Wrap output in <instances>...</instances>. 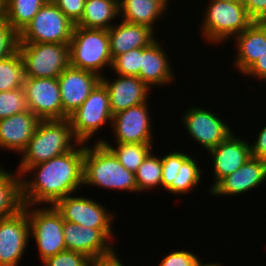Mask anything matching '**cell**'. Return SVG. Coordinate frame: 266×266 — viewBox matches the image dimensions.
Here are the masks:
<instances>
[{
  "label": "cell",
  "instance_id": "obj_1",
  "mask_svg": "<svg viewBox=\"0 0 266 266\" xmlns=\"http://www.w3.org/2000/svg\"><path fill=\"white\" fill-rule=\"evenodd\" d=\"M84 143L50 160L30 166L24 173L36 172L32 178L21 176L23 205H54L83 185ZM31 180V181H30Z\"/></svg>",
  "mask_w": 266,
  "mask_h": 266
},
{
  "label": "cell",
  "instance_id": "obj_35",
  "mask_svg": "<svg viewBox=\"0 0 266 266\" xmlns=\"http://www.w3.org/2000/svg\"><path fill=\"white\" fill-rule=\"evenodd\" d=\"M19 34L0 17V60L7 58L18 50Z\"/></svg>",
  "mask_w": 266,
  "mask_h": 266
},
{
  "label": "cell",
  "instance_id": "obj_12",
  "mask_svg": "<svg viewBox=\"0 0 266 266\" xmlns=\"http://www.w3.org/2000/svg\"><path fill=\"white\" fill-rule=\"evenodd\" d=\"M23 88L29 110L40 120H63V107L57 78L25 77Z\"/></svg>",
  "mask_w": 266,
  "mask_h": 266
},
{
  "label": "cell",
  "instance_id": "obj_40",
  "mask_svg": "<svg viewBox=\"0 0 266 266\" xmlns=\"http://www.w3.org/2000/svg\"><path fill=\"white\" fill-rule=\"evenodd\" d=\"M243 74L266 82V51Z\"/></svg>",
  "mask_w": 266,
  "mask_h": 266
},
{
  "label": "cell",
  "instance_id": "obj_37",
  "mask_svg": "<svg viewBox=\"0 0 266 266\" xmlns=\"http://www.w3.org/2000/svg\"><path fill=\"white\" fill-rule=\"evenodd\" d=\"M199 258L187 250H176L166 255L159 266H193Z\"/></svg>",
  "mask_w": 266,
  "mask_h": 266
},
{
  "label": "cell",
  "instance_id": "obj_24",
  "mask_svg": "<svg viewBox=\"0 0 266 266\" xmlns=\"http://www.w3.org/2000/svg\"><path fill=\"white\" fill-rule=\"evenodd\" d=\"M169 0H119L121 20L150 27L163 18Z\"/></svg>",
  "mask_w": 266,
  "mask_h": 266
},
{
  "label": "cell",
  "instance_id": "obj_4",
  "mask_svg": "<svg viewBox=\"0 0 266 266\" xmlns=\"http://www.w3.org/2000/svg\"><path fill=\"white\" fill-rule=\"evenodd\" d=\"M70 66L103 76L106 66L111 69L108 30L74 25L69 43Z\"/></svg>",
  "mask_w": 266,
  "mask_h": 266
},
{
  "label": "cell",
  "instance_id": "obj_45",
  "mask_svg": "<svg viewBox=\"0 0 266 266\" xmlns=\"http://www.w3.org/2000/svg\"><path fill=\"white\" fill-rule=\"evenodd\" d=\"M219 1L243 3V0H219Z\"/></svg>",
  "mask_w": 266,
  "mask_h": 266
},
{
  "label": "cell",
  "instance_id": "obj_31",
  "mask_svg": "<svg viewBox=\"0 0 266 266\" xmlns=\"http://www.w3.org/2000/svg\"><path fill=\"white\" fill-rule=\"evenodd\" d=\"M201 169L198 162L191 156H189L179 168V172L176 176V194L189 193L192 189L201 181Z\"/></svg>",
  "mask_w": 266,
  "mask_h": 266
},
{
  "label": "cell",
  "instance_id": "obj_7",
  "mask_svg": "<svg viewBox=\"0 0 266 266\" xmlns=\"http://www.w3.org/2000/svg\"><path fill=\"white\" fill-rule=\"evenodd\" d=\"M74 23L52 0L19 33V43H70Z\"/></svg>",
  "mask_w": 266,
  "mask_h": 266
},
{
  "label": "cell",
  "instance_id": "obj_10",
  "mask_svg": "<svg viewBox=\"0 0 266 266\" xmlns=\"http://www.w3.org/2000/svg\"><path fill=\"white\" fill-rule=\"evenodd\" d=\"M112 230L93 229L64 221L63 237L66 250L83 253L91 260L113 256L116 249L114 250L112 245L114 234Z\"/></svg>",
  "mask_w": 266,
  "mask_h": 266
},
{
  "label": "cell",
  "instance_id": "obj_27",
  "mask_svg": "<svg viewBox=\"0 0 266 266\" xmlns=\"http://www.w3.org/2000/svg\"><path fill=\"white\" fill-rule=\"evenodd\" d=\"M47 0H3V17L19 34Z\"/></svg>",
  "mask_w": 266,
  "mask_h": 266
},
{
  "label": "cell",
  "instance_id": "obj_23",
  "mask_svg": "<svg viewBox=\"0 0 266 266\" xmlns=\"http://www.w3.org/2000/svg\"><path fill=\"white\" fill-rule=\"evenodd\" d=\"M234 39L238 49L234 65L244 73L266 51V22L254 21Z\"/></svg>",
  "mask_w": 266,
  "mask_h": 266
},
{
  "label": "cell",
  "instance_id": "obj_32",
  "mask_svg": "<svg viewBox=\"0 0 266 266\" xmlns=\"http://www.w3.org/2000/svg\"><path fill=\"white\" fill-rule=\"evenodd\" d=\"M186 153L172 151L162 157L161 187L167 192L176 194V176L182 163L189 157Z\"/></svg>",
  "mask_w": 266,
  "mask_h": 266
},
{
  "label": "cell",
  "instance_id": "obj_16",
  "mask_svg": "<svg viewBox=\"0 0 266 266\" xmlns=\"http://www.w3.org/2000/svg\"><path fill=\"white\" fill-rule=\"evenodd\" d=\"M148 103L129 107L113 115L111 125L115 143H152Z\"/></svg>",
  "mask_w": 266,
  "mask_h": 266
},
{
  "label": "cell",
  "instance_id": "obj_26",
  "mask_svg": "<svg viewBox=\"0 0 266 266\" xmlns=\"http://www.w3.org/2000/svg\"><path fill=\"white\" fill-rule=\"evenodd\" d=\"M22 207L21 176L0 165V218L11 216Z\"/></svg>",
  "mask_w": 266,
  "mask_h": 266
},
{
  "label": "cell",
  "instance_id": "obj_17",
  "mask_svg": "<svg viewBox=\"0 0 266 266\" xmlns=\"http://www.w3.org/2000/svg\"><path fill=\"white\" fill-rule=\"evenodd\" d=\"M266 181V160L250 157L232 174L222 178L211 190L213 196H237Z\"/></svg>",
  "mask_w": 266,
  "mask_h": 266
},
{
  "label": "cell",
  "instance_id": "obj_42",
  "mask_svg": "<svg viewBox=\"0 0 266 266\" xmlns=\"http://www.w3.org/2000/svg\"><path fill=\"white\" fill-rule=\"evenodd\" d=\"M88 266H124L116 253L113 256L91 260Z\"/></svg>",
  "mask_w": 266,
  "mask_h": 266
},
{
  "label": "cell",
  "instance_id": "obj_39",
  "mask_svg": "<svg viewBox=\"0 0 266 266\" xmlns=\"http://www.w3.org/2000/svg\"><path fill=\"white\" fill-rule=\"evenodd\" d=\"M243 5L253 21H266V0H243Z\"/></svg>",
  "mask_w": 266,
  "mask_h": 266
},
{
  "label": "cell",
  "instance_id": "obj_14",
  "mask_svg": "<svg viewBox=\"0 0 266 266\" xmlns=\"http://www.w3.org/2000/svg\"><path fill=\"white\" fill-rule=\"evenodd\" d=\"M71 195L59 199L54 204L64 221L93 229H113L111 225L115 215L108 212L103 205H100V202L83 196Z\"/></svg>",
  "mask_w": 266,
  "mask_h": 266
},
{
  "label": "cell",
  "instance_id": "obj_44",
  "mask_svg": "<svg viewBox=\"0 0 266 266\" xmlns=\"http://www.w3.org/2000/svg\"><path fill=\"white\" fill-rule=\"evenodd\" d=\"M3 16V0H0V17Z\"/></svg>",
  "mask_w": 266,
  "mask_h": 266
},
{
  "label": "cell",
  "instance_id": "obj_19",
  "mask_svg": "<svg viewBox=\"0 0 266 266\" xmlns=\"http://www.w3.org/2000/svg\"><path fill=\"white\" fill-rule=\"evenodd\" d=\"M116 75L114 81L105 78V74L101 77V82L108 90L110 110L113 115L148 101V92L151 88L139 77Z\"/></svg>",
  "mask_w": 266,
  "mask_h": 266
},
{
  "label": "cell",
  "instance_id": "obj_33",
  "mask_svg": "<svg viewBox=\"0 0 266 266\" xmlns=\"http://www.w3.org/2000/svg\"><path fill=\"white\" fill-rule=\"evenodd\" d=\"M28 110L23 87L0 92V120Z\"/></svg>",
  "mask_w": 266,
  "mask_h": 266
},
{
  "label": "cell",
  "instance_id": "obj_18",
  "mask_svg": "<svg viewBox=\"0 0 266 266\" xmlns=\"http://www.w3.org/2000/svg\"><path fill=\"white\" fill-rule=\"evenodd\" d=\"M232 132L217 147L209 150L213 160L214 183L211 189L224 177L235 172L251 157V146Z\"/></svg>",
  "mask_w": 266,
  "mask_h": 266
},
{
  "label": "cell",
  "instance_id": "obj_21",
  "mask_svg": "<svg viewBox=\"0 0 266 266\" xmlns=\"http://www.w3.org/2000/svg\"><path fill=\"white\" fill-rule=\"evenodd\" d=\"M158 39L141 48L139 78L150 88L152 85H165L172 82L174 74L170 59Z\"/></svg>",
  "mask_w": 266,
  "mask_h": 266
},
{
  "label": "cell",
  "instance_id": "obj_34",
  "mask_svg": "<svg viewBox=\"0 0 266 266\" xmlns=\"http://www.w3.org/2000/svg\"><path fill=\"white\" fill-rule=\"evenodd\" d=\"M141 48L129 50L112 60V71L118 75L139 77Z\"/></svg>",
  "mask_w": 266,
  "mask_h": 266
},
{
  "label": "cell",
  "instance_id": "obj_8",
  "mask_svg": "<svg viewBox=\"0 0 266 266\" xmlns=\"http://www.w3.org/2000/svg\"><path fill=\"white\" fill-rule=\"evenodd\" d=\"M37 208L38 206L34 208V205L33 207L25 205L30 224V237L36 240L35 244L38 246V253L43 262L66 250L63 237L64 220L54 205Z\"/></svg>",
  "mask_w": 266,
  "mask_h": 266
},
{
  "label": "cell",
  "instance_id": "obj_43",
  "mask_svg": "<svg viewBox=\"0 0 266 266\" xmlns=\"http://www.w3.org/2000/svg\"><path fill=\"white\" fill-rule=\"evenodd\" d=\"M202 260H198L193 266H222L221 263H205V264H202L201 262Z\"/></svg>",
  "mask_w": 266,
  "mask_h": 266
},
{
  "label": "cell",
  "instance_id": "obj_28",
  "mask_svg": "<svg viewBox=\"0 0 266 266\" xmlns=\"http://www.w3.org/2000/svg\"><path fill=\"white\" fill-rule=\"evenodd\" d=\"M107 146L118 161L129 171L136 172L146 156L152 151L153 143H116V147L110 145L104 139H98Z\"/></svg>",
  "mask_w": 266,
  "mask_h": 266
},
{
  "label": "cell",
  "instance_id": "obj_11",
  "mask_svg": "<svg viewBox=\"0 0 266 266\" xmlns=\"http://www.w3.org/2000/svg\"><path fill=\"white\" fill-rule=\"evenodd\" d=\"M30 238L25 205L15 214L0 218V266H18Z\"/></svg>",
  "mask_w": 266,
  "mask_h": 266
},
{
  "label": "cell",
  "instance_id": "obj_2",
  "mask_svg": "<svg viewBox=\"0 0 266 266\" xmlns=\"http://www.w3.org/2000/svg\"><path fill=\"white\" fill-rule=\"evenodd\" d=\"M74 142V143H73ZM80 141L75 137L70 120H41L29 140L20 165V176L35 164L50 160L74 149Z\"/></svg>",
  "mask_w": 266,
  "mask_h": 266
},
{
  "label": "cell",
  "instance_id": "obj_6",
  "mask_svg": "<svg viewBox=\"0 0 266 266\" xmlns=\"http://www.w3.org/2000/svg\"><path fill=\"white\" fill-rule=\"evenodd\" d=\"M25 77L58 78L70 65L69 43H18Z\"/></svg>",
  "mask_w": 266,
  "mask_h": 266
},
{
  "label": "cell",
  "instance_id": "obj_36",
  "mask_svg": "<svg viewBox=\"0 0 266 266\" xmlns=\"http://www.w3.org/2000/svg\"><path fill=\"white\" fill-rule=\"evenodd\" d=\"M90 261L91 259L83 253L64 250L47 258L42 264L44 266H88Z\"/></svg>",
  "mask_w": 266,
  "mask_h": 266
},
{
  "label": "cell",
  "instance_id": "obj_25",
  "mask_svg": "<svg viewBox=\"0 0 266 266\" xmlns=\"http://www.w3.org/2000/svg\"><path fill=\"white\" fill-rule=\"evenodd\" d=\"M118 16L119 0H85L83 15L75 25L109 30Z\"/></svg>",
  "mask_w": 266,
  "mask_h": 266
},
{
  "label": "cell",
  "instance_id": "obj_29",
  "mask_svg": "<svg viewBox=\"0 0 266 266\" xmlns=\"http://www.w3.org/2000/svg\"><path fill=\"white\" fill-rule=\"evenodd\" d=\"M24 79V64L18 50L0 60V92L23 87Z\"/></svg>",
  "mask_w": 266,
  "mask_h": 266
},
{
  "label": "cell",
  "instance_id": "obj_5",
  "mask_svg": "<svg viewBox=\"0 0 266 266\" xmlns=\"http://www.w3.org/2000/svg\"><path fill=\"white\" fill-rule=\"evenodd\" d=\"M208 4L200 30L204 39L214 45L234 38L254 22L243 3L210 0Z\"/></svg>",
  "mask_w": 266,
  "mask_h": 266
},
{
  "label": "cell",
  "instance_id": "obj_41",
  "mask_svg": "<svg viewBox=\"0 0 266 266\" xmlns=\"http://www.w3.org/2000/svg\"><path fill=\"white\" fill-rule=\"evenodd\" d=\"M251 156L266 160V125L259 132L256 142L250 144Z\"/></svg>",
  "mask_w": 266,
  "mask_h": 266
},
{
  "label": "cell",
  "instance_id": "obj_20",
  "mask_svg": "<svg viewBox=\"0 0 266 266\" xmlns=\"http://www.w3.org/2000/svg\"><path fill=\"white\" fill-rule=\"evenodd\" d=\"M41 120L30 110L0 120V148L21 154Z\"/></svg>",
  "mask_w": 266,
  "mask_h": 266
},
{
  "label": "cell",
  "instance_id": "obj_3",
  "mask_svg": "<svg viewBox=\"0 0 266 266\" xmlns=\"http://www.w3.org/2000/svg\"><path fill=\"white\" fill-rule=\"evenodd\" d=\"M84 143L83 185L137 192L135 173L127 170L102 142Z\"/></svg>",
  "mask_w": 266,
  "mask_h": 266
},
{
  "label": "cell",
  "instance_id": "obj_22",
  "mask_svg": "<svg viewBox=\"0 0 266 266\" xmlns=\"http://www.w3.org/2000/svg\"><path fill=\"white\" fill-rule=\"evenodd\" d=\"M121 21L108 30L112 60L129 50L147 47L156 40L155 32L150 27Z\"/></svg>",
  "mask_w": 266,
  "mask_h": 266
},
{
  "label": "cell",
  "instance_id": "obj_30",
  "mask_svg": "<svg viewBox=\"0 0 266 266\" xmlns=\"http://www.w3.org/2000/svg\"><path fill=\"white\" fill-rule=\"evenodd\" d=\"M152 151L143 160V163L135 172L137 192H145L148 189L161 186L162 181V157L153 156Z\"/></svg>",
  "mask_w": 266,
  "mask_h": 266
},
{
  "label": "cell",
  "instance_id": "obj_13",
  "mask_svg": "<svg viewBox=\"0 0 266 266\" xmlns=\"http://www.w3.org/2000/svg\"><path fill=\"white\" fill-rule=\"evenodd\" d=\"M181 119L189 136L207 151L217 147L233 130L217 114L198 106L187 109Z\"/></svg>",
  "mask_w": 266,
  "mask_h": 266
},
{
  "label": "cell",
  "instance_id": "obj_9",
  "mask_svg": "<svg viewBox=\"0 0 266 266\" xmlns=\"http://www.w3.org/2000/svg\"><path fill=\"white\" fill-rule=\"evenodd\" d=\"M112 117L108 90L100 82L68 119L75 137L82 143H88L98 129L108 122L111 123Z\"/></svg>",
  "mask_w": 266,
  "mask_h": 266
},
{
  "label": "cell",
  "instance_id": "obj_15",
  "mask_svg": "<svg viewBox=\"0 0 266 266\" xmlns=\"http://www.w3.org/2000/svg\"><path fill=\"white\" fill-rule=\"evenodd\" d=\"M57 79L63 107V119H67L75 112L101 82V77L96 73L70 65Z\"/></svg>",
  "mask_w": 266,
  "mask_h": 266
},
{
  "label": "cell",
  "instance_id": "obj_38",
  "mask_svg": "<svg viewBox=\"0 0 266 266\" xmlns=\"http://www.w3.org/2000/svg\"><path fill=\"white\" fill-rule=\"evenodd\" d=\"M56 6L76 24L84 12L85 0H52Z\"/></svg>",
  "mask_w": 266,
  "mask_h": 266
}]
</instances>
